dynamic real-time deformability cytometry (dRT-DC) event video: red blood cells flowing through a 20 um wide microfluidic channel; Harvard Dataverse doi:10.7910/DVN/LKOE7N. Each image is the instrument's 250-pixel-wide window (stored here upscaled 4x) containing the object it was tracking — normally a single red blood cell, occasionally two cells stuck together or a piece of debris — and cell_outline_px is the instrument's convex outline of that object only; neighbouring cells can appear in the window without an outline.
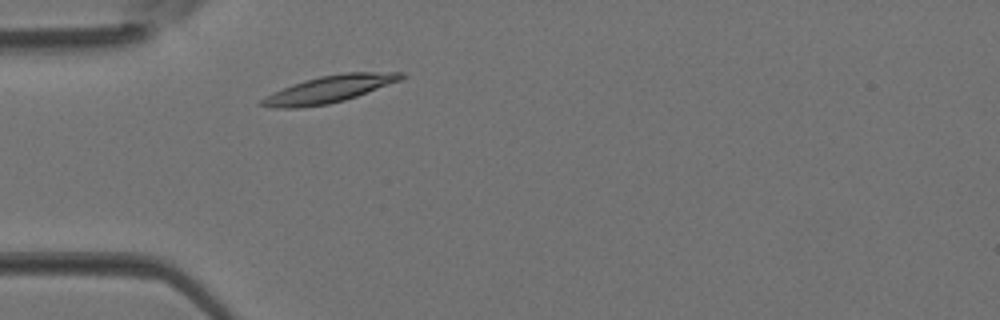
{"species": "Egyptian fruit bat (a non-hibernating species)", "species_latin": "Rousettus aegyptiacus", "temperature_condition": "room temperature", "stored_images_in_passage": 1, "camera_frame_rate_fps": 3000, "um_per_image_px": 0.085, "animal": {"sex": "female"}, "frame": {"image": 1, "passage_image": 1, "time_ms": 0.0, "image_size_px": [1000, 320], "cell_outline_px": [[404, 76], [400, 80], [356, 96], [344, 100], [328, 104], [300, 108], [276, 108], [256, 104], [260, 100], [272, 92], [292, 84], [304, 80], [320, 76], [344, 72], [404, 72]], "centroid_in_image_um": [27.92, 7.58], "position_along_channel_um": 57.1, "area_um2": 21.85}}